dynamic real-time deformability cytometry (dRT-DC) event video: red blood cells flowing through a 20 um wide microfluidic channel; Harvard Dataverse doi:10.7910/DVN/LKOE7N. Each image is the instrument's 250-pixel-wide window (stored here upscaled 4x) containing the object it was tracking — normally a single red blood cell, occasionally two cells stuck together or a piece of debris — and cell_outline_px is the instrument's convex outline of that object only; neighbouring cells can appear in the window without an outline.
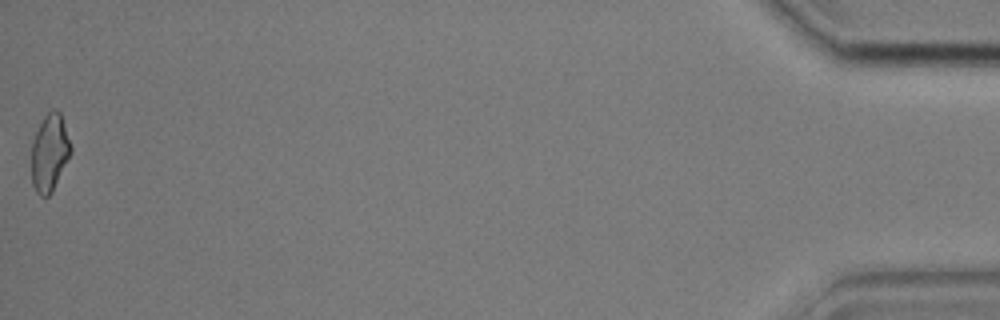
{"species": "common noctule bat (a hibernating species)", "species_latin": "Nyctalus noctula", "temperature_condition": "cold", "stored_images_in_passage": 38, "camera_frame_rate_fps": 3000, "um_per_image_px": 0.085, "animal": {"sex": "male", "body_mass_g": 17.9, "forearm_length_mm": 54.2}, "frame": {"image": 1, "passage_image": 38, "time_ms": 12.333, "image_size_px": [1000, 320], "cell_outline_px": [[72, 152], [52, 192], [48, 196], [40, 196], [36, 192], [32, 184], [32, 140], [44, 116], [52, 108], [56, 108], [60, 112], [72, 148]], "centroid_in_image_um": [4.22, 12.98], "position_along_channel_um": 431.0, "area_um2": 17.69}, "authors_computed_cell_mechanics": {"area_um2": 17.9758, "velocity_mm_per_s": 3.6049, "shape_relaxation_time_tau1_ms": 5.3495, "shape_relaxation_time_tau2_ms": 3.3959, "deformation_change_tau1": 0.0869, "deformation_change_tau2": 0.0873}}